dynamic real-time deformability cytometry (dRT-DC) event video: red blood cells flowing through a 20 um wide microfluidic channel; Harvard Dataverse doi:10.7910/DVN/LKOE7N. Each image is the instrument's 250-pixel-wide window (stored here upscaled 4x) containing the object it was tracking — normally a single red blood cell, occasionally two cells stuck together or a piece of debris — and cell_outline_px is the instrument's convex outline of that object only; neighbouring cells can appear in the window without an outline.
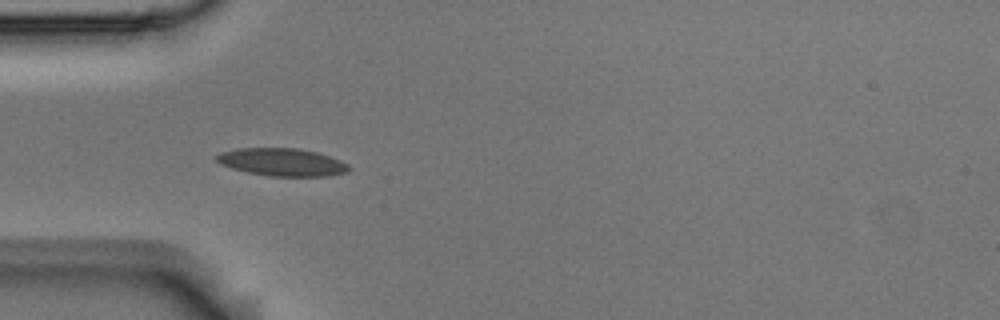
{"species": "Egyptian fruit bat (a non-hibernating species)", "species_latin": "Rousettus aegyptiacus", "temperature_condition": "room temperature", "stored_images_in_passage": 39, "camera_frame_rate_fps": 3000, "um_per_image_px": 0.085, "animal": {"sex": "male"}, "frame": {"image": 1, "passage_image": 1, "time_ms": 0.0, "image_size_px": [1000, 320], "cell_outline_px": [[352, 168], [348, 172], [328, 176], [268, 176], [248, 172], [232, 168], [220, 164], [212, 156], [220, 152], [236, 148], [296, 148], [316, 152], [340, 160], [348, 164]], "centroid_in_image_um": [23.95, 13.78], "position_along_channel_um": 61.1, "area_um2": 21.5}}
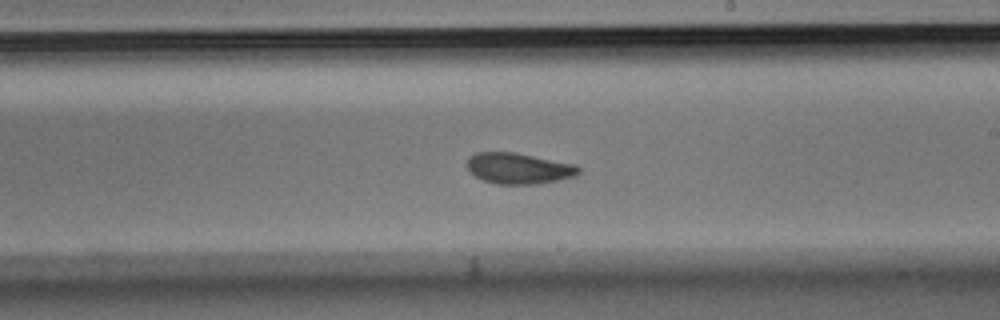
{"frame": {"image": 2, "passage_image": 16, "time_ms": 5.0, "image_size_px": [1000, 320], "cell_outline_px": [[580, 172], [576, 176], [536, 184], [496, 184], [484, 180], [476, 176], [468, 168], [468, 156], [476, 152], [512, 152], [576, 164], [580, 168]], "centroid_in_image_um": [44.1, 14.31], "position_along_channel_um": 244.9, "area_um2": 19.94}}
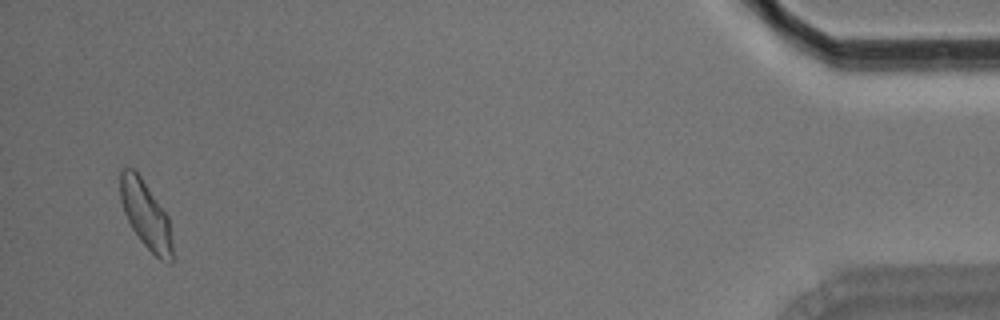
{"frame": {"image": 3, "passage_image": 37, "time_ms": 12.0, "image_size_px": [1000, 320], "cell_outline_px": [[172, 260], [168, 264], [160, 260], [140, 240], [132, 228], [124, 212], [120, 200], [120, 168], [132, 168], [140, 176], [168, 216], [172, 244]], "centroid_in_image_um": [12.38, 18.26], "position_along_channel_um": 422.8, "area_um2": 20.23}, "authors_computed_cell_mechanics": {"area_um2": 20.1722, "velocity_mm_per_s": 3.6996, "shape_relaxation_time_tau1_ms": 5.7787, "shape_relaxation_time_tau2_ms": 1.9673, "deformation_change_tau1": 0.1269, "deformation_change_tau2": 0.069}}